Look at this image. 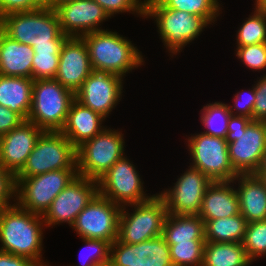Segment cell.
<instances>
[{"mask_svg": "<svg viewBox=\"0 0 266 266\" xmlns=\"http://www.w3.org/2000/svg\"><path fill=\"white\" fill-rule=\"evenodd\" d=\"M58 64L59 53H35L32 61V79H54Z\"/></svg>", "mask_w": 266, "mask_h": 266, "instance_id": "obj_34", "label": "cell"}, {"mask_svg": "<svg viewBox=\"0 0 266 266\" xmlns=\"http://www.w3.org/2000/svg\"><path fill=\"white\" fill-rule=\"evenodd\" d=\"M77 169L49 171L27 178H15L14 202L31 213L43 216L54 198L76 177Z\"/></svg>", "mask_w": 266, "mask_h": 266, "instance_id": "obj_10", "label": "cell"}, {"mask_svg": "<svg viewBox=\"0 0 266 266\" xmlns=\"http://www.w3.org/2000/svg\"><path fill=\"white\" fill-rule=\"evenodd\" d=\"M98 193V181L78 175L52 201L42 216L44 225L53 227L67 222L71 227L77 215Z\"/></svg>", "mask_w": 266, "mask_h": 266, "instance_id": "obj_14", "label": "cell"}, {"mask_svg": "<svg viewBox=\"0 0 266 266\" xmlns=\"http://www.w3.org/2000/svg\"><path fill=\"white\" fill-rule=\"evenodd\" d=\"M187 142L193 161L191 167L200 170L212 182L233 181L238 175L230 162L224 138L201 132L189 137Z\"/></svg>", "mask_w": 266, "mask_h": 266, "instance_id": "obj_11", "label": "cell"}, {"mask_svg": "<svg viewBox=\"0 0 266 266\" xmlns=\"http://www.w3.org/2000/svg\"><path fill=\"white\" fill-rule=\"evenodd\" d=\"M234 181H214L206 189L198 216L204 221L231 217L240 213Z\"/></svg>", "mask_w": 266, "mask_h": 266, "instance_id": "obj_21", "label": "cell"}, {"mask_svg": "<svg viewBox=\"0 0 266 266\" xmlns=\"http://www.w3.org/2000/svg\"><path fill=\"white\" fill-rule=\"evenodd\" d=\"M74 100L75 94L56 79L34 80L27 120L43 131H60Z\"/></svg>", "mask_w": 266, "mask_h": 266, "instance_id": "obj_4", "label": "cell"}, {"mask_svg": "<svg viewBox=\"0 0 266 266\" xmlns=\"http://www.w3.org/2000/svg\"><path fill=\"white\" fill-rule=\"evenodd\" d=\"M25 121L19 114L0 105V137L10 132Z\"/></svg>", "mask_w": 266, "mask_h": 266, "instance_id": "obj_41", "label": "cell"}, {"mask_svg": "<svg viewBox=\"0 0 266 266\" xmlns=\"http://www.w3.org/2000/svg\"><path fill=\"white\" fill-rule=\"evenodd\" d=\"M0 29L19 43L34 45L51 44V40H66L54 9H37L16 12L0 19Z\"/></svg>", "mask_w": 266, "mask_h": 266, "instance_id": "obj_5", "label": "cell"}, {"mask_svg": "<svg viewBox=\"0 0 266 266\" xmlns=\"http://www.w3.org/2000/svg\"><path fill=\"white\" fill-rule=\"evenodd\" d=\"M258 170H266V152L263 154Z\"/></svg>", "mask_w": 266, "mask_h": 266, "instance_id": "obj_48", "label": "cell"}, {"mask_svg": "<svg viewBox=\"0 0 266 266\" xmlns=\"http://www.w3.org/2000/svg\"><path fill=\"white\" fill-rule=\"evenodd\" d=\"M177 179L172 189L159 195L164 199L167 213L198 215L203 196L212 181L200 170L191 166Z\"/></svg>", "mask_w": 266, "mask_h": 266, "instance_id": "obj_15", "label": "cell"}, {"mask_svg": "<svg viewBox=\"0 0 266 266\" xmlns=\"http://www.w3.org/2000/svg\"><path fill=\"white\" fill-rule=\"evenodd\" d=\"M76 157V148L64 134L60 131H44L15 178H27L61 169H77Z\"/></svg>", "mask_w": 266, "mask_h": 266, "instance_id": "obj_7", "label": "cell"}, {"mask_svg": "<svg viewBox=\"0 0 266 266\" xmlns=\"http://www.w3.org/2000/svg\"><path fill=\"white\" fill-rule=\"evenodd\" d=\"M127 206L134 207V211L130 214L125 206L121 209L117 238L120 242L136 244L163 234L167 209L159 194H154L147 201Z\"/></svg>", "mask_w": 266, "mask_h": 266, "instance_id": "obj_9", "label": "cell"}, {"mask_svg": "<svg viewBox=\"0 0 266 266\" xmlns=\"http://www.w3.org/2000/svg\"><path fill=\"white\" fill-rule=\"evenodd\" d=\"M0 266H39L29 258L0 251Z\"/></svg>", "mask_w": 266, "mask_h": 266, "instance_id": "obj_43", "label": "cell"}, {"mask_svg": "<svg viewBox=\"0 0 266 266\" xmlns=\"http://www.w3.org/2000/svg\"><path fill=\"white\" fill-rule=\"evenodd\" d=\"M164 7L203 17L209 24L220 14L218 0H158Z\"/></svg>", "mask_w": 266, "mask_h": 266, "instance_id": "obj_30", "label": "cell"}, {"mask_svg": "<svg viewBox=\"0 0 266 266\" xmlns=\"http://www.w3.org/2000/svg\"><path fill=\"white\" fill-rule=\"evenodd\" d=\"M122 207L97 193L71 226L81 239H101L112 244L118 238Z\"/></svg>", "mask_w": 266, "mask_h": 266, "instance_id": "obj_12", "label": "cell"}, {"mask_svg": "<svg viewBox=\"0 0 266 266\" xmlns=\"http://www.w3.org/2000/svg\"><path fill=\"white\" fill-rule=\"evenodd\" d=\"M33 48L11 39L0 29V75L32 78Z\"/></svg>", "mask_w": 266, "mask_h": 266, "instance_id": "obj_24", "label": "cell"}, {"mask_svg": "<svg viewBox=\"0 0 266 266\" xmlns=\"http://www.w3.org/2000/svg\"><path fill=\"white\" fill-rule=\"evenodd\" d=\"M37 9H54V0H32V11Z\"/></svg>", "mask_w": 266, "mask_h": 266, "instance_id": "obj_45", "label": "cell"}, {"mask_svg": "<svg viewBox=\"0 0 266 266\" xmlns=\"http://www.w3.org/2000/svg\"><path fill=\"white\" fill-rule=\"evenodd\" d=\"M248 258L242 243L207 242L204 247L202 266H249Z\"/></svg>", "mask_w": 266, "mask_h": 266, "instance_id": "obj_27", "label": "cell"}, {"mask_svg": "<svg viewBox=\"0 0 266 266\" xmlns=\"http://www.w3.org/2000/svg\"><path fill=\"white\" fill-rule=\"evenodd\" d=\"M205 240L168 244L173 266H202Z\"/></svg>", "mask_w": 266, "mask_h": 266, "instance_id": "obj_31", "label": "cell"}, {"mask_svg": "<svg viewBox=\"0 0 266 266\" xmlns=\"http://www.w3.org/2000/svg\"><path fill=\"white\" fill-rule=\"evenodd\" d=\"M13 196L16 197L15 176L0 164V210L11 205Z\"/></svg>", "mask_w": 266, "mask_h": 266, "instance_id": "obj_38", "label": "cell"}, {"mask_svg": "<svg viewBox=\"0 0 266 266\" xmlns=\"http://www.w3.org/2000/svg\"><path fill=\"white\" fill-rule=\"evenodd\" d=\"M247 224L240 213L231 217L208 220L204 224L205 241L242 243Z\"/></svg>", "mask_w": 266, "mask_h": 266, "instance_id": "obj_28", "label": "cell"}, {"mask_svg": "<svg viewBox=\"0 0 266 266\" xmlns=\"http://www.w3.org/2000/svg\"><path fill=\"white\" fill-rule=\"evenodd\" d=\"M82 240L86 244L85 248H87L89 251L92 250V252H89V255H87L86 257H83V258H86L87 263L85 261L81 262L82 264L80 266H108L109 265V255H110V245H111L109 242L105 240H101V239L82 238Z\"/></svg>", "mask_w": 266, "mask_h": 266, "instance_id": "obj_36", "label": "cell"}, {"mask_svg": "<svg viewBox=\"0 0 266 266\" xmlns=\"http://www.w3.org/2000/svg\"><path fill=\"white\" fill-rule=\"evenodd\" d=\"M141 177L127 157L123 156L98 180V193L124 207L149 200L144 194Z\"/></svg>", "mask_w": 266, "mask_h": 266, "instance_id": "obj_13", "label": "cell"}, {"mask_svg": "<svg viewBox=\"0 0 266 266\" xmlns=\"http://www.w3.org/2000/svg\"><path fill=\"white\" fill-rule=\"evenodd\" d=\"M237 196L240 214L249 222L266 219V188L255 174H238Z\"/></svg>", "mask_w": 266, "mask_h": 266, "instance_id": "obj_23", "label": "cell"}, {"mask_svg": "<svg viewBox=\"0 0 266 266\" xmlns=\"http://www.w3.org/2000/svg\"><path fill=\"white\" fill-rule=\"evenodd\" d=\"M111 16L116 13L135 12L145 17V0H94Z\"/></svg>", "mask_w": 266, "mask_h": 266, "instance_id": "obj_37", "label": "cell"}, {"mask_svg": "<svg viewBox=\"0 0 266 266\" xmlns=\"http://www.w3.org/2000/svg\"><path fill=\"white\" fill-rule=\"evenodd\" d=\"M145 17L156 19L160 38L173 55L198 38L209 24L203 17L166 8L158 0H145Z\"/></svg>", "mask_w": 266, "mask_h": 266, "instance_id": "obj_6", "label": "cell"}, {"mask_svg": "<svg viewBox=\"0 0 266 266\" xmlns=\"http://www.w3.org/2000/svg\"><path fill=\"white\" fill-rule=\"evenodd\" d=\"M255 3V7L266 14V0H256Z\"/></svg>", "mask_w": 266, "mask_h": 266, "instance_id": "obj_46", "label": "cell"}, {"mask_svg": "<svg viewBox=\"0 0 266 266\" xmlns=\"http://www.w3.org/2000/svg\"><path fill=\"white\" fill-rule=\"evenodd\" d=\"M252 88H253L252 90L251 89L248 90L249 91L248 94L244 95L245 98L244 97L241 98V95L243 96L241 92H238L234 96V102H235L234 105L233 106L228 105L232 115L245 116L253 120V109L255 103V86H253Z\"/></svg>", "mask_w": 266, "mask_h": 266, "instance_id": "obj_39", "label": "cell"}, {"mask_svg": "<svg viewBox=\"0 0 266 266\" xmlns=\"http://www.w3.org/2000/svg\"><path fill=\"white\" fill-rule=\"evenodd\" d=\"M44 220L17 203L0 210V251L29 258L39 266L42 259Z\"/></svg>", "mask_w": 266, "mask_h": 266, "instance_id": "obj_1", "label": "cell"}, {"mask_svg": "<svg viewBox=\"0 0 266 266\" xmlns=\"http://www.w3.org/2000/svg\"><path fill=\"white\" fill-rule=\"evenodd\" d=\"M230 116L228 104L214 102L205 105L201 111L200 120L206 131L202 133L225 139Z\"/></svg>", "mask_w": 266, "mask_h": 266, "instance_id": "obj_29", "label": "cell"}, {"mask_svg": "<svg viewBox=\"0 0 266 266\" xmlns=\"http://www.w3.org/2000/svg\"><path fill=\"white\" fill-rule=\"evenodd\" d=\"M103 120L105 118L100 114L74 100L71 103L65 124L60 132L77 149L105 128L102 125Z\"/></svg>", "mask_w": 266, "mask_h": 266, "instance_id": "obj_22", "label": "cell"}, {"mask_svg": "<svg viewBox=\"0 0 266 266\" xmlns=\"http://www.w3.org/2000/svg\"><path fill=\"white\" fill-rule=\"evenodd\" d=\"M87 45L93 71L125 78L126 73L144 63L141 51L117 32L100 30L81 37Z\"/></svg>", "mask_w": 266, "mask_h": 266, "instance_id": "obj_2", "label": "cell"}, {"mask_svg": "<svg viewBox=\"0 0 266 266\" xmlns=\"http://www.w3.org/2000/svg\"><path fill=\"white\" fill-rule=\"evenodd\" d=\"M61 31L67 37H77L104 30L100 23L109 18L105 10L94 0H73L54 9Z\"/></svg>", "mask_w": 266, "mask_h": 266, "instance_id": "obj_18", "label": "cell"}, {"mask_svg": "<svg viewBox=\"0 0 266 266\" xmlns=\"http://www.w3.org/2000/svg\"><path fill=\"white\" fill-rule=\"evenodd\" d=\"M167 244L205 240L204 221L198 215H176L167 213L163 234Z\"/></svg>", "mask_w": 266, "mask_h": 266, "instance_id": "obj_26", "label": "cell"}, {"mask_svg": "<svg viewBox=\"0 0 266 266\" xmlns=\"http://www.w3.org/2000/svg\"><path fill=\"white\" fill-rule=\"evenodd\" d=\"M32 11V0H0V19L7 14Z\"/></svg>", "mask_w": 266, "mask_h": 266, "instance_id": "obj_42", "label": "cell"}, {"mask_svg": "<svg viewBox=\"0 0 266 266\" xmlns=\"http://www.w3.org/2000/svg\"><path fill=\"white\" fill-rule=\"evenodd\" d=\"M122 83L118 75L93 71L75 93V100L106 119L121 100Z\"/></svg>", "mask_w": 266, "mask_h": 266, "instance_id": "obj_17", "label": "cell"}, {"mask_svg": "<svg viewBox=\"0 0 266 266\" xmlns=\"http://www.w3.org/2000/svg\"><path fill=\"white\" fill-rule=\"evenodd\" d=\"M255 175L263 182L266 188V170H257Z\"/></svg>", "mask_w": 266, "mask_h": 266, "instance_id": "obj_47", "label": "cell"}, {"mask_svg": "<svg viewBox=\"0 0 266 266\" xmlns=\"http://www.w3.org/2000/svg\"><path fill=\"white\" fill-rule=\"evenodd\" d=\"M65 40H51V44L34 45V53H60V49Z\"/></svg>", "mask_w": 266, "mask_h": 266, "instance_id": "obj_44", "label": "cell"}, {"mask_svg": "<svg viewBox=\"0 0 266 266\" xmlns=\"http://www.w3.org/2000/svg\"><path fill=\"white\" fill-rule=\"evenodd\" d=\"M69 1H73V0H54V9L58 7L59 5L69 2Z\"/></svg>", "mask_w": 266, "mask_h": 266, "instance_id": "obj_49", "label": "cell"}, {"mask_svg": "<svg viewBox=\"0 0 266 266\" xmlns=\"http://www.w3.org/2000/svg\"><path fill=\"white\" fill-rule=\"evenodd\" d=\"M44 131L25 120L0 137V164L16 176L24 167L37 139Z\"/></svg>", "mask_w": 266, "mask_h": 266, "instance_id": "obj_20", "label": "cell"}, {"mask_svg": "<svg viewBox=\"0 0 266 266\" xmlns=\"http://www.w3.org/2000/svg\"><path fill=\"white\" fill-rule=\"evenodd\" d=\"M242 244L252 262L262 255L266 256V219L247 224Z\"/></svg>", "mask_w": 266, "mask_h": 266, "instance_id": "obj_33", "label": "cell"}, {"mask_svg": "<svg viewBox=\"0 0 266 266\" xmlns=\"http://www.w3.org/2000/svg\"><path fill=\"white\" fill-rule=\"evenodd\" d=\"M92 72L89 52L84 40L68 37L60 49L58 71L54 79L75 94Z\"/></svg>", "mask_w": 266, "mask_h": 266, "instance_id": "obj_19", "label": "cell"}, {"mask_svg": "<svg viewBox=\"0 0 266 266\" xmlns=\"http://www.w3.org/2000/svg\"><path fill=\"white\" fill-rule=\"evenodd\" d=\"M236 56L251 70L266 69V43L237 46Z\"/></svg>", "mask_w": 266, "mask_h": 266, "instance_id": "obj_35", "label": "cell"}, {"mask_svg": "<svg viewBox=\"0 0 266 266\" xmlns=\"http://www.w3.org/2000/svg\"><path fill=\"white\" fill-rule=\"evenodd\" d=\"M33 83L32 78L0 75V105L27 120L32 105Z\"/></svg>", "mask_w": 266, "mask_h": 266, "instance_id": "obj_25", "label": "cell"}, {"mask_svg": "<svg viewBox=\"0 0 266 266\" xmlns=\"http://www.w3.org/2000/svg\"><path fill=\"white\" fill-rule=\"evenodd\" d=\"M108 266H173L169 245L163 235L127 244L118 239L110 245Z\"/></svg>", "mask_w": 266, "mask_h": 266, "instance_id": "obj_16", "label": "cell"}, {"mask_svg": "<svg viewBox=\"0 0 266 266\" xmlns=\"http://www.w3.org/2000/svg\"><path fill=\"white\" fill-rule=\"evenodd\" d=\"M255 86V103L253 120L266 121V74L257 81Z\"/></svg>", "mask_w": 266, "mask_h": 266, "instance_id": "obj_40", "label": "cell"}, {"mask_svg": "<svg viewBox=\"0 0 266 266\" xmlns=\"http://www.w3.org/2000/svg\"><path fill=\"white\" fill-rule=\"evenodd\" d=\"M118 130L104 128L76 149L77 173L98 181L124 154V138Z\"/></svg>", "mask_w": 266, "mask_h": 266, "instance_id": "obj_8", "label": "cell"}, {"mask_svg": "<svg viewBox=\"0 0 266 266\" xmlns=\"http://www.w3.org/2000/svg\"><path fill=\"white\" fill-rule=\"evenodd\" d=\"M252 14L237 31L236 46L266 43V14L256 7Z\"/></svg>", "mask_w": 266, "mask_h": 266, "instance_id": "obj_32", "label": "cell"}, {"mask_svg": "<svg viewBox=\"0 0 266 266\" xmlns=\"http://www.w3.org/2000/svg\"><path fill=\"white\" fill-rule=\"evenodd\" d=\"M227 131L233 169L238 174H255L266 152V121L231 114Z\"/></svg>", "mask_w": 266, "mask_h": 266, "instance_id": "obj_3", "label": "cell"}]
</instances>
